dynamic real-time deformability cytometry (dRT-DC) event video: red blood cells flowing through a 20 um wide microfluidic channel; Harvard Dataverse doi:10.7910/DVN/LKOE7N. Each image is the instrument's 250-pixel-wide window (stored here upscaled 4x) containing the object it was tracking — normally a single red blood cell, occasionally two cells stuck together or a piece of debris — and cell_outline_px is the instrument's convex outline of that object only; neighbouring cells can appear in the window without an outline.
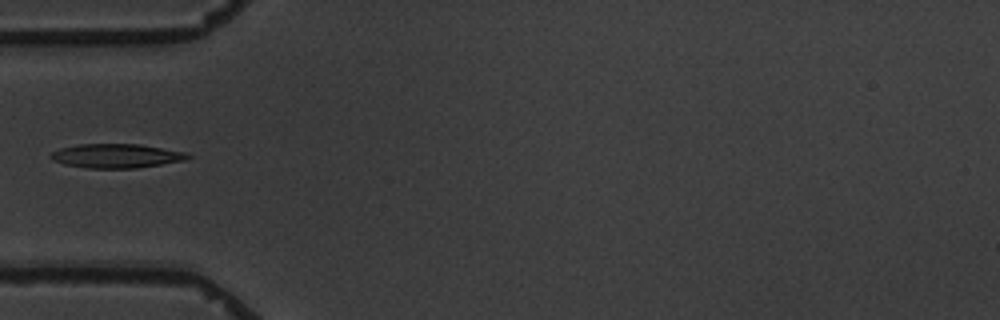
{"species": "common noctule bat (a hibernating species)", "species_latin": "Nyctalus noctula", "temperature_condition": "warm", "stored_images_in_passage": 13, "camera_frame_rate_fps": 3000, "um_per_image_px": 0.085, "animal": {"sex": "male", "body_mass_g": 19.5, "forearm_length_mm": 54.6}, "frame": {"image": 1, "passage_image": 3, "time_ms": 2.333, "image_size_px": [1000, 320], "cell_outline_px": [[192, 156], [184, 160], [136, 168], [88, 168], [64, 164], [52, 160], [48, 156], [52, 152], [60, 148], [80, 144], [140, 144], [184, 152]], "centroid_in_image_um": [9.84, 13.25], "position_along_channel_um": 75.2, "area_um2": 19.07}}
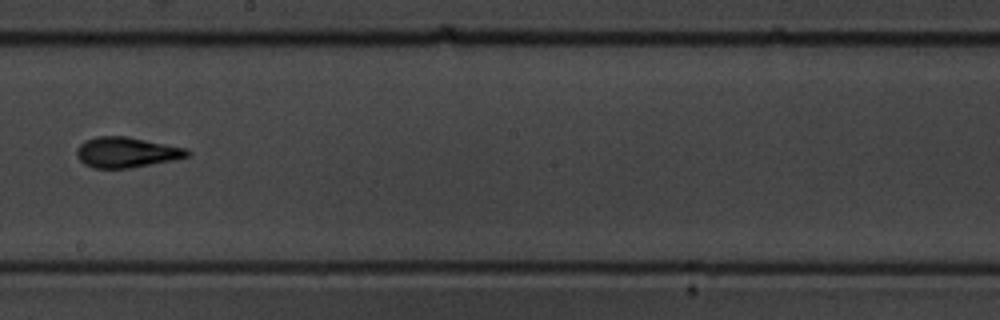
{"frame": {"image": 2, "passage_image": 7, "time_ms": 7.0, "image_size_px": [1000, 320], "cell_outline_px": [[192, 156], [172, 160], [128, 168], [92, 168], [84, 164], [76, 156], [76, 148], [84, 140], [96, 136], [128, 136], [188, 148], [192, 152]], "centroid_in_image_um": [10.76, 12.93], "position_along_channel_um": 237.4, "area_um2": 19.88}}
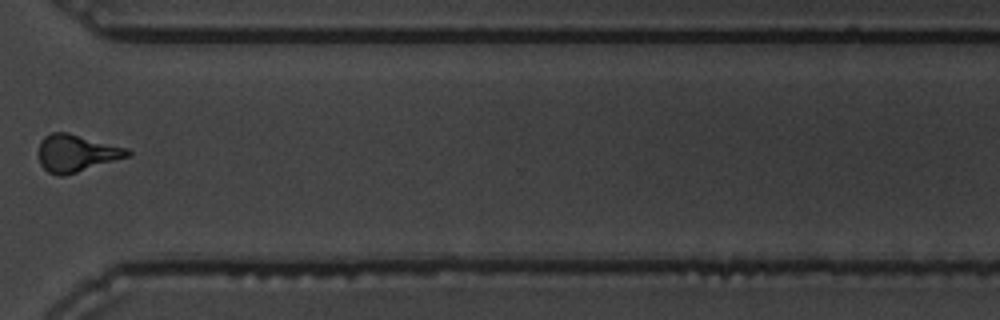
{"frame": {"image": 3, "passage_image": 10, "time_ms": 10.667, "image_size_px": [1000, 320], "cell_outline_px": [[132, 152], [128, 156], [64, 176], [60, 176], [48, 172], [40, 164], [40, 140], [44, 136], [52, 132], [68, 132], [128, 148]], "centroid_in_image_um": [6.49, 13.0], "position_along_channel_um": 364.1, "area_um2": 19.07}, "authors_computed_cell_mechanics": {"area_um2": 18.9006, "velocity_mm_per_s": 3.4598, "shape_relaxation_time_tau1_ms": 4.418, "shape_relaxation_time_tau2_ms": 2.0653, "deformation_change_tau1": 0.1694, "deformation_change_tau2": 0.11}}